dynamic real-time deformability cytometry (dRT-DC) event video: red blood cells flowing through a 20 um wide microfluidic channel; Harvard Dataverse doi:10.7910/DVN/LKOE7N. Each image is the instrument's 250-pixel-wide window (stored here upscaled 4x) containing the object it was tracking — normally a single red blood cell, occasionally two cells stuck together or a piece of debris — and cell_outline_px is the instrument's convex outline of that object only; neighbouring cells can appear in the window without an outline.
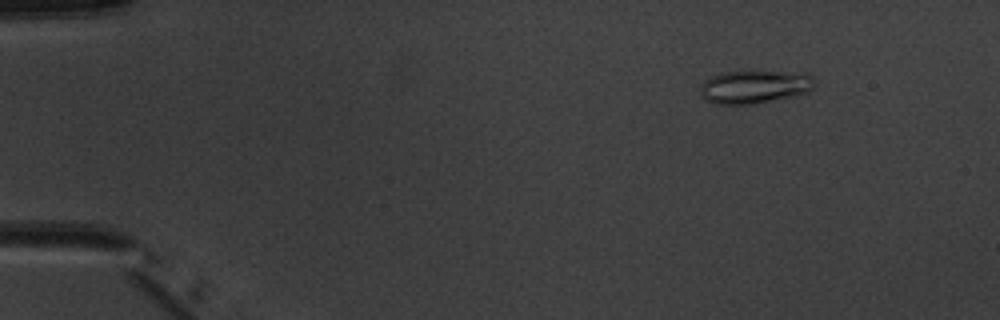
{"species": "common noctule bat (a hibernating species)", "species_latin": "Nyctalus noctula", "temperature_condition": "warm", "stored_images_in_passage": 6, "camera_frame_rate_fps": 3000, "um_per_image_px": 0.085, "animal": {"sex": "male", "body_mass_g": 20.1, "forearm_length_mm": 53.5}, "frame": {"image": 1, "passage_image": 2, "time_ms": 1.333, "image_size_px": [1000, 320], "cell_outline_px": [[816, 84], [808, 92], [792, 96], [756, 104], [716, 104], [704, 100], [700, 96], [700, 84], [704, 80], [720, 72], [808, 72], [816, 80]], "centroid_in_image_um": [64.13, 7.38], "position_along_channel_um": 20.9, "area_um2": 22.37}}
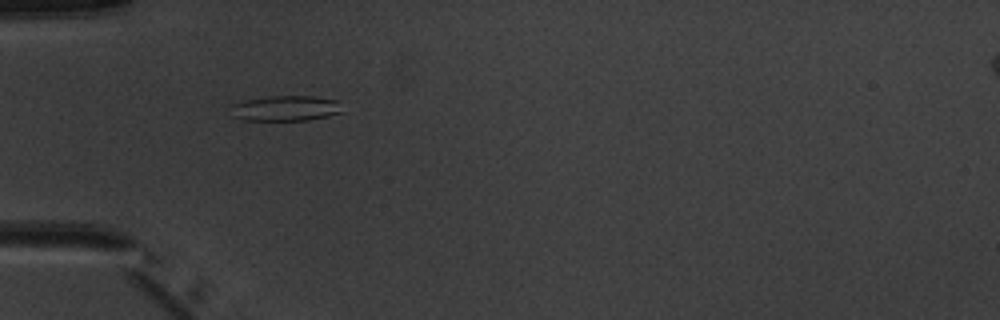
{"frame": {"image": 2, "passage_image": 5, "time_ms": 4.667, "image_size_px": [1000, 320], "cell_outline_px": [[344, 112], [328, 116], [308, 120], [244, 120], [232, 116], [232, 104], [244, 100], [268, 96], [312, 96], [336, 100]], "centroid_in_image_um": [24.27, 9.2], "position_along_channel_um": 60.7, "area_um2": 16.47}}
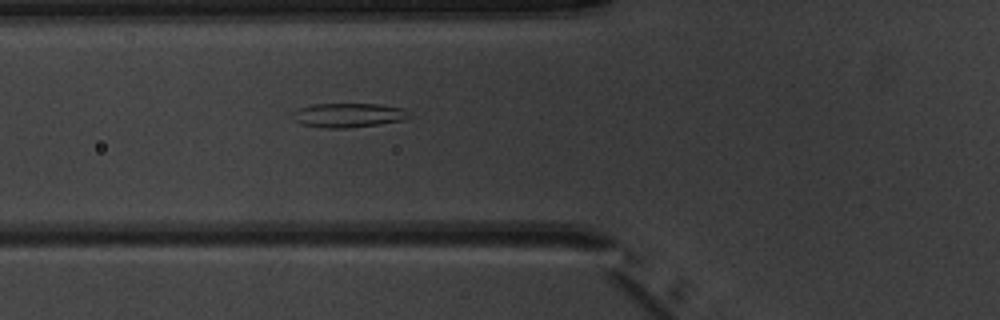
{"frame": {"image": 3, "passage_image": 6, "time_ms": 5.667, "image_size_px": [1000, 320], "cell_outline_px": [[412, 116], [400, 120], [376, 124], [344, 128], [324, 128], [300, 124], [292, 120], [288, 112], [312, 104], [376, 104], [400, 108]], "centroid_in_image_um": [29.44, 9.79], "position_along_channel_um": 96.4, "area_um2": 16.36}}